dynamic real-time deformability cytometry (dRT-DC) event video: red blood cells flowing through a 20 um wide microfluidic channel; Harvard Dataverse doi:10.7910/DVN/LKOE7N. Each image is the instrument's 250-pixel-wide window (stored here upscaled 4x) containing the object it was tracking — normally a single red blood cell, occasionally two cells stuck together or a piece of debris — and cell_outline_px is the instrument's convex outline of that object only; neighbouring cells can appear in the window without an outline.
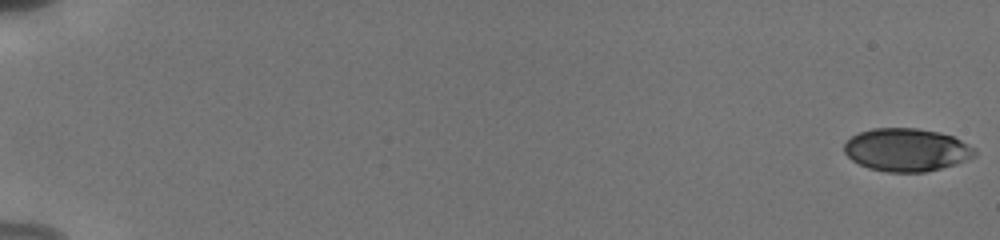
{"species": "human", "species_latin": "Homo sapiens", "temperature_condition": "cold", "stored_images_in_passage": 22, "camera_frame_rate_fps": 3000, "um_per_image_px": 0.085, "donor": {"sex": "male"}, "frame": {"image": 1, "passage_image": 1, "time_ms": 0.0, "image_size_px": [1000, 240], "cell_outline_px": [[976, 156], [956, 164], [924, 172], [884, 172], [868, 168], [852, 160], [844, 152], [844, 144], [852, 136], [860, 132], [872, 128], [916, 128], [940, 132], [952, 136], [976, 148]], "centroid_in_image_um": [77.06, 12.74], "position_along_channel_um": 7.9, "area_um2": 32.71}}
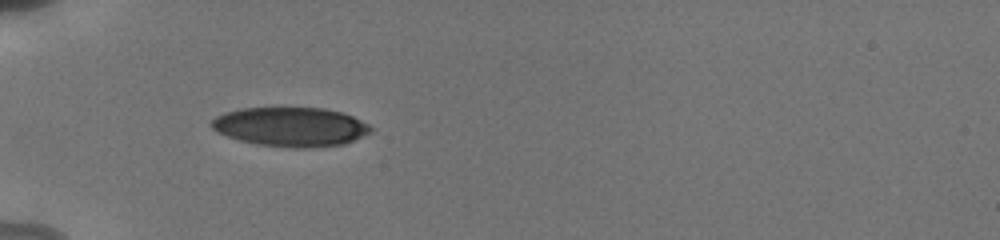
{"frame": {"image": 2, "passage_image": 15, "time_ms": 6.333, "image_size_px": [1000, 240], "cell_outline_px": [[372, 132], [344, 144], [304, 148], [296, 148], [256, 144], [240, 140], [216, 132], [208, 124], [216, 116], [224, 112], [244, 108], [324, 108], [340, 112], [352, 116], [368, 124], [372, 128]], "centroid_in_image_um": [24.68, 10.78], "position_along_channel_um": 60.3, "area_um2": 36.3}}
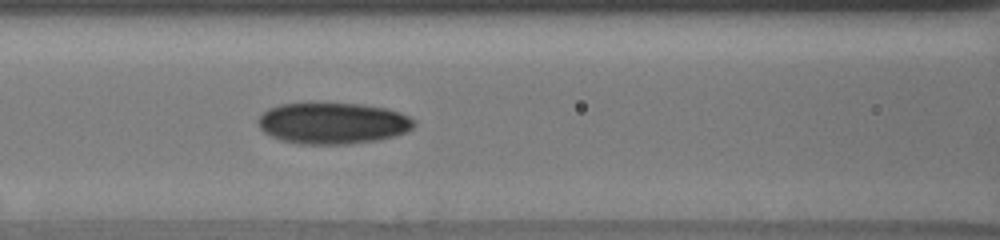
{"frame": {"image": 3, "passage_image": 22, "time_ms": 8.667, "image_size_px": [1000, 240], "cell_outline_px": [[416, 124], [408, 132], [396, 136], [380, 140], [348, 144], [300, 144], [280, 140], [264, 132], [260, 128], [256, 120], [268, 108], [280, 104], [360, 104], [388, 108], [400, 112], [416, 120]], "centroid_in_image_um": [28.33, 10.49], "position_along_channel_um": 138.3, "area_um2": 37.74}}